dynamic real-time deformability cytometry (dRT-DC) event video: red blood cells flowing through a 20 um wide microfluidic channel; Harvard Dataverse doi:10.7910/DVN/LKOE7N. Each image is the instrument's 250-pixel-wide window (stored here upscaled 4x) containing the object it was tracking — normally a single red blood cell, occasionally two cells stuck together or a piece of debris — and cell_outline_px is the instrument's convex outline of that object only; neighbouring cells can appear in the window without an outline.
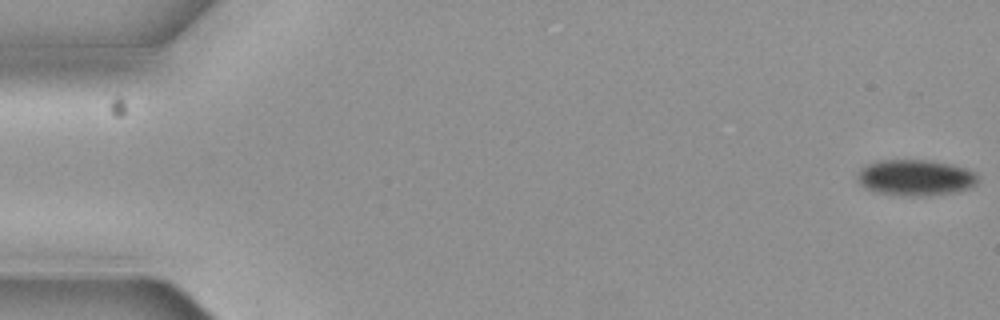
{"species": "common noctule bat (a hibernating species)", "species_latin": "Nyctalus noctula", "temperature_condition": "cold", "stored_images_in_passage": 6, "camera_frame_rate_fps": 3000, "um_per_image_px": 0.085, "animal": {"sex": "female", "body_mass_g": 19.3, "forearm_length_mm": 54.1}, "frame": {"image": 1, "passage_image": 1, "time_ms": 0.0, "image_size_px": [1000, 320], "cell_outline_px": [[980, 180], [976, 184], [968, 188], [952, 192], [928, 196], [900, 196], [876, 192], [864, 188], [856, 180], [856, 176], [860, 168], [864, 164], [876, 160], [932, 160], [952, 164], [968, 168], [976, 172], [980, 176]], "centroid_in_image_um": [77.8, 15.09], "position_along_channel_um": 7.2, "area_um2": 26.01}}
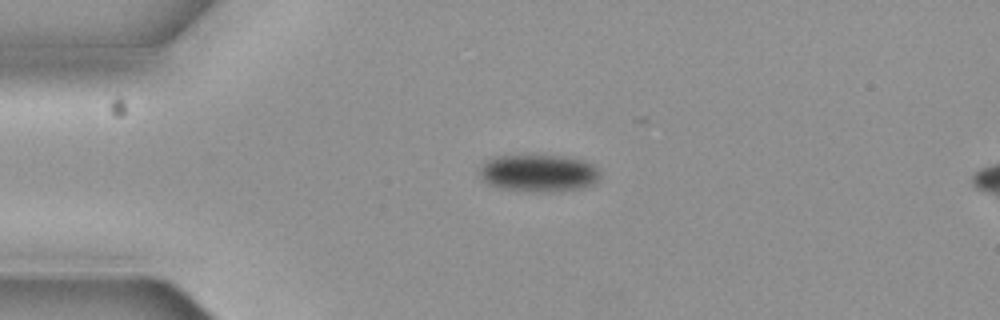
{"frame": {"image": 2, "passage_image": 4, "time_ms": 1.0, "image_size_px": [1000, 320], "cell_outline_px": [[600, 180], [596, 184], [584, 188], [552, 192], [528, 192], [496, 188], [488, 184], [480, 176], [480, 164], [496, 156], [560, 156], [584, 160], [592, 164], [600, 172]], "centroid_in_image_um": [45.8, 14.75], "position_along_channel_um": 39.2, "area_um2": 26.59}}
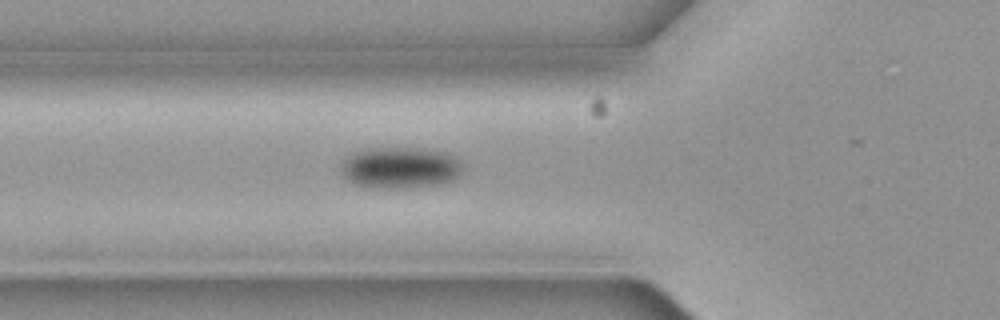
{"frame": {"image": 3, "passage_image": 6, "time_ms": 1.667, "image_size_px": [1000, 320], "cell_outline_px": [[460, 172], [452, 180], [440, 184], [412, 188], [372, 188], [356, 184], [348, 180], [344, 176], [344, 160], [356, 152], [376, 148], [408, 148], [440, 152], [452, 156], [460, 164]], "centroid_in_image_um": [34.01, 14.29], "position_along_channel_um": 91.8, "area_um2": 28.38}}